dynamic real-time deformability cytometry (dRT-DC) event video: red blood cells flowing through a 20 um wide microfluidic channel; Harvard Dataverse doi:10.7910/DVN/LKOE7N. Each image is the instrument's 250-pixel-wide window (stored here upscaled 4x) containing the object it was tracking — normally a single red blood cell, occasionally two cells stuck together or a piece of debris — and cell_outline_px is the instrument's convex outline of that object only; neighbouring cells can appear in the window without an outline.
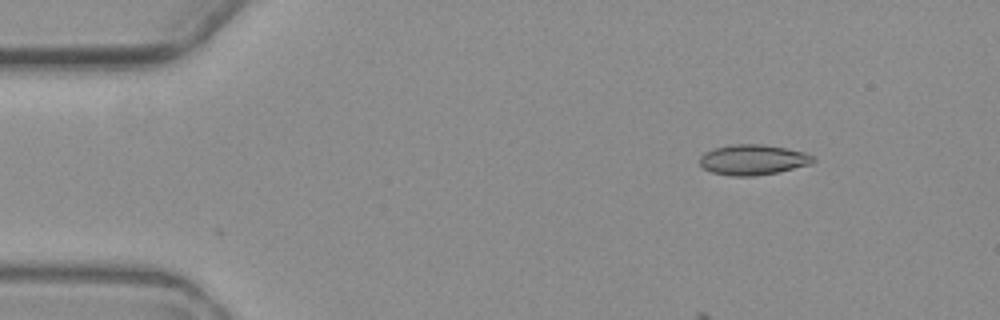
{"species": "common noctule bat (a hibernating species)", "species_latin": "Nyctalus noctula", "temperature_condition": "warm", "stored_images_in_passage": 8, "camera_frame_rate_fps": 3000, "um_per_image_px": 0.085, "animal": {"sex": "female", "body_mass_g": 19.3, "forearm_length_mm": 54.1}, "frame": {"image": 1, "passage_image": 3, "time_ms": 2.333, "image_size_px": [1000, 320], "cell_outline_px": [[816, 160], [812, 164], [776, 172], [752, 176], [732, 176], [712, 172], [704, 168], [700, 164], [700, 156], [704, 152], [712, 148], [732, 144], [760, 144], [784, 148], [804, 152], [812, 156]], "centroid_in_image_um": [63.97, 13.57], "position_along_channel_um": 21.0, "area_um2": 19.94}}
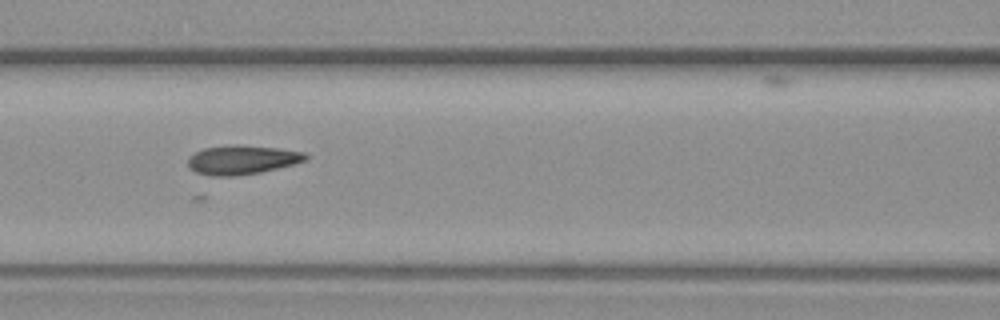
{"frame": {"image": 2, "passage_image": 8, "time_ms": 8.333, "image_size_px": [1000, 320], "cell_outline_px": [[308, 160], [260, 172], [236, 176], [208, 176], [196, 172], [188, 168], [188, 160], [196, 152], [204, 148], [236, 144], [280, 148], [304, 152], [308, 156]], "centroid_in_image_um": [20.57, 13.58], "position_along_channel_um": 146.0, "area_um2": 19.94}}